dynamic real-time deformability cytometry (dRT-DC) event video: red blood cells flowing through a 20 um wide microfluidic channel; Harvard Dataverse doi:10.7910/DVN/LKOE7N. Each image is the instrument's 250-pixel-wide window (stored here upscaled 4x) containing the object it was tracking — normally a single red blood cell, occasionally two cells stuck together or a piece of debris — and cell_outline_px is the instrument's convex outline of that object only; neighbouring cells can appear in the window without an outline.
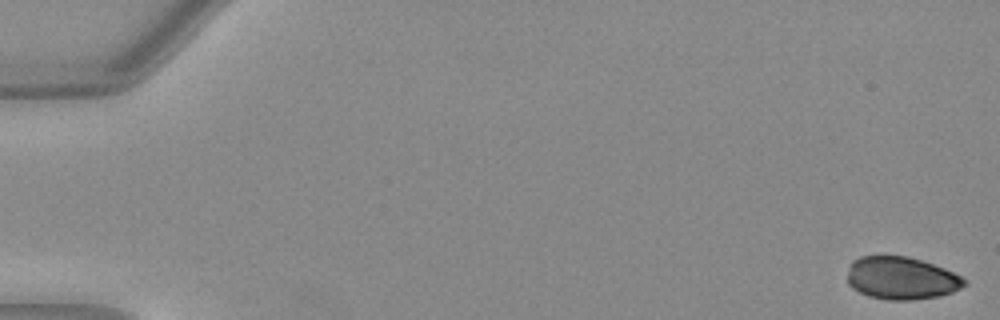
{"species": "Egyptian fruit bat (a non-hibernating species)", "species_latin": "Rousettus aegyptiacus", "temperature_condition": "warm", "stored_images_in_passage": 45, "camera_frame_rate_fps": 3000, "um_per_image_px": 0.085, "animal": {"sex": "female"}, "frame": {"image": 1, "passage_image": 1, "time_ms": 0.0, "image_size_px": [1000, 320], "cell_outline_px": [[968, 284], [952, 292], [940, 296], [912, 300], [888, 300], [868, 296], [852, 288], [848, 284], [848, 272], [852, 260], [860, 256], [908, 256], [944, 268], [960, 276]], "centroid_in_image_um": [76.6, 23.65], "position_along_channel_um": 8.4, "area_um2": 29.02}}
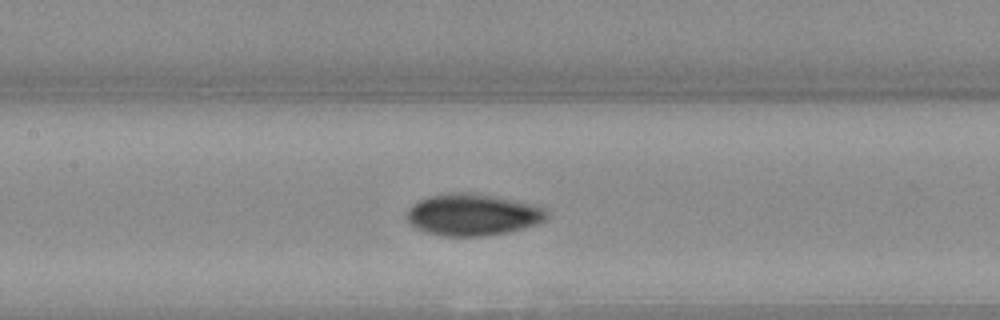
{"frame": {"image": 2, "passage_image": 25, "time_ms": 8.0, "image_size_px": [1000, 320], "cell_outline_px": [[548, 216], [540, 224], [524, 228], [484, 236], [448, 236], [428, 232], [416, 228], [408, 220], [408, 212], [412, 204], [428, 196], [440, 192], [476, 192], [516, 200], [532, 204], [544, 208], [548, 212]], "centroid_in_image_um": [40.21, 18.22], "position_along_channel_um": 167.2, "area_um2": 34.16}}
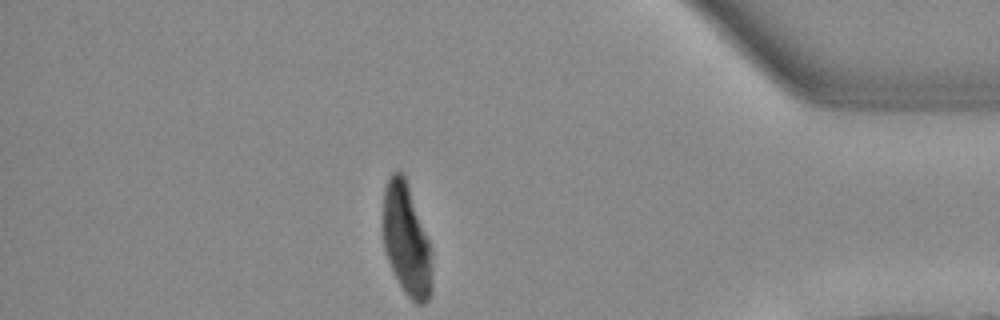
{"frame": {"image": 3, "passage_image": 45, "time_ms": 14.667, "image_size_px": [1000, 320], "cell_outline_px": [[432, 292], [428, 300], [424, 304], [416, 304], [408, 296], [400, 284], [388, 260], [384, 248], [384, 188], [388, 176], [396, 168], [400, 168], [404, 172], [428, 240], [432, 272]], "centroid_in_image_um": [34.55, 20.34], "position_along_channel_um": 400.7, "area_um2": 31.79}}